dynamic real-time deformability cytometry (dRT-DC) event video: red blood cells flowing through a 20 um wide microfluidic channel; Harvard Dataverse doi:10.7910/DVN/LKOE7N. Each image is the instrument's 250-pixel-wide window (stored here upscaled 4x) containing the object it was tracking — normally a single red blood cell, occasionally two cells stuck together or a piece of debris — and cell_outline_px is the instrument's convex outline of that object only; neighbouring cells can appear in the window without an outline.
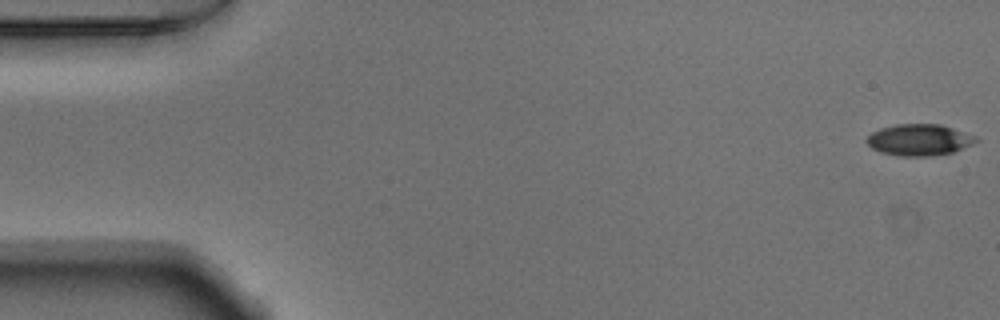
{"species": "Egyptian fruit bat (a non-hibernating species)", "species_latin": "Rousettus aegyptiacus", "temperature_condition": "warm", "stored_images_in_passage": 53, "camera_frame_rate_fps": 3000, "um_per_image_px": 0.085, "animal": {"sex": "male"}, "frame": {"image": 1, "passage_image": 1, "time_ms": 0.0, "image_size_px": [1000, 320], "cell_outline_px": [[980, 140], [972, 144], [952, 152], [932, 156], [900, 156], [880, 152], [872, 148], [864, 140], [872, 132], [880, 128], [896, 124], [940, 124], [976, 136]], "centroid_in_image_um": [78.11, 11.89], "position_along_channel_um": 6.9, "area_um2": 20.0}}
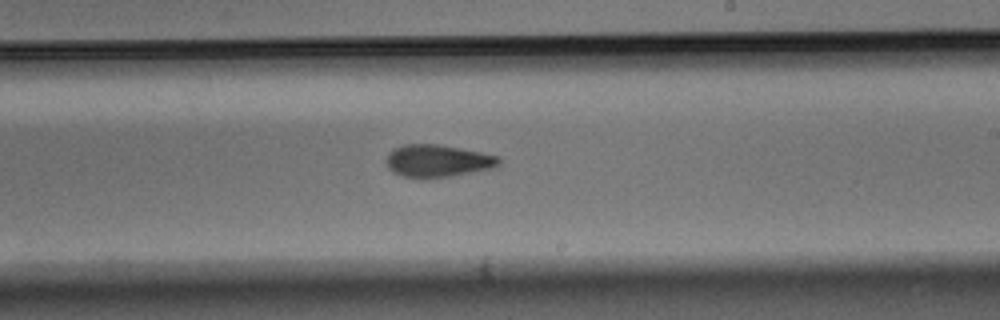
{"frame": {"image": 2, "passage_image": 31, "time_ms": 10.0, "image_size_px": [1000, 320], "cell_outline_px": [[500, 164], [496, 168], [452, 176], [424, 180], [404, 176], [392, 172], [388, 168], [388, 152], [392, 148], [404, 144], [436, 144], [460, 148], [500, 156]], "centroid_in_image_um": [37.22, 13.69], "position_along_channel_um": 251.8, "area_um2": 21.68}}
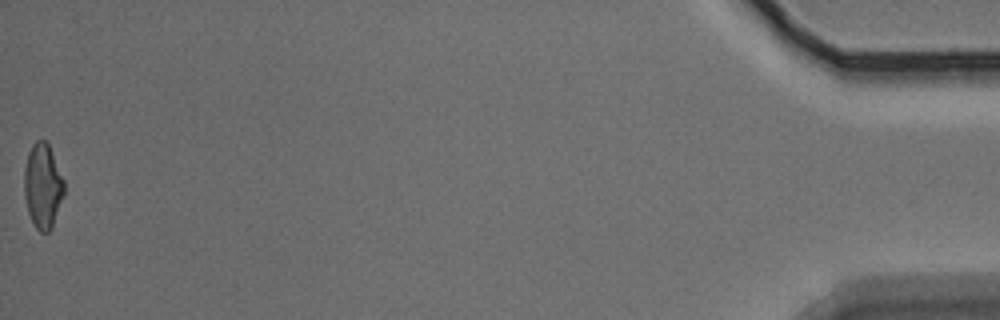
{"frame": {"image": 3, "passage_image": 53, "time_ms": 17.333, "image_size_px": [1000, 320], "cell_outline_px": [[64, 192], [52, 228], [48, 232], [40, 232], [36, 228], [28, 212], [24, 196], [24, 168], [28, 152], [32, 144], [36, 140], [48, 140], [64, 180]], "centroid_in_image_um": [3.63, 15.76], "position_along_channel_um": 431.6, "area_um2": 19.88}, "authors_computed_cell_mechanics": {"area_um2": 21.097, "velocity_mm_per_s": 3.8206, "shape_relaxation_time_tau1_ms": 5.3401, "shape_relaxation_time_tau2_ms": 4.8019, "deformation_change_tau1": 0.1621, "deformation_change_tau2": 0.1384}}